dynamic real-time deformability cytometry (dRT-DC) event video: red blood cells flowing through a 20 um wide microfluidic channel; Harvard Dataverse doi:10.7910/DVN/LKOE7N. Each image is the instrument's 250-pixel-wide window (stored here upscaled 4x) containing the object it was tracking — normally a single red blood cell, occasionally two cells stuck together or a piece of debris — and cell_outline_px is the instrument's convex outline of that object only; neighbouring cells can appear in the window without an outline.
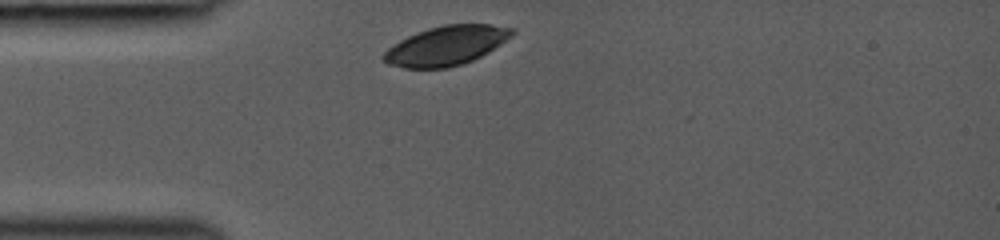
{"species": "common noctule bat (a hibernating species)", "species_latin": "Nyctalus noctula", "temperature_condition": "room temperature", "stored_images_in_passage": 9, "camera_frame_rate_fps": 3000, "um_per_image_px": 0.085, "animal": {"sex": "female", "body_mass_g": 19.0, "forearm_length_mm": 53.3}, "frame": {"image": 1, "passage_image": 1, "time_ms": 0.0, "image_size_px": [1000, 240], "cell_outline_px": [[516, 32], [512, 36], [488, 52], [464, 64], [448, 68], [404, 68], [388, 64], [380, 60], [380, 56], [388, 48], [400, 40], [408, 36], [428, 28], [444, 24], [492, 24], [516, 28]], "centroid_in_image_um": [37.93, 3.88], "position_along_channel_um": 47.1, "area_um2": 29.65}}
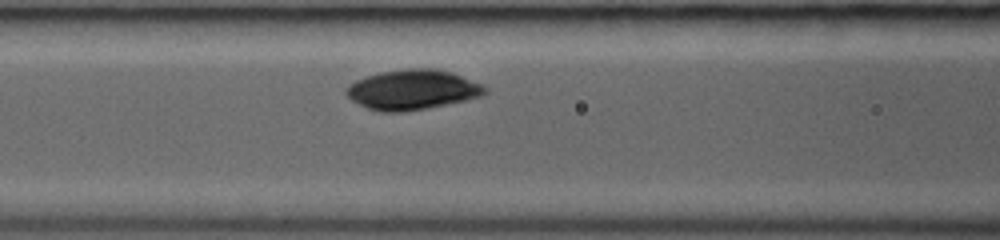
{"frame": {"image": 2, "passage_image": 6, "time_ms": 2.333, "image_size_px": [1000, 240], "cell_outline_px": [[488, 92], [480, 96], [448, 104], [428, 108], [404, 112], [380, 112], [368, 108], [352, 100], [344, 92], [356, 80], [380, 72], [408, 68], [436, 68], [452, 72], [480, 84], [488, 88]], "centroid_in_image_um": [35.08, 7.62], "position_along_channel_um": 131.5, "area_um2": 32.08}}
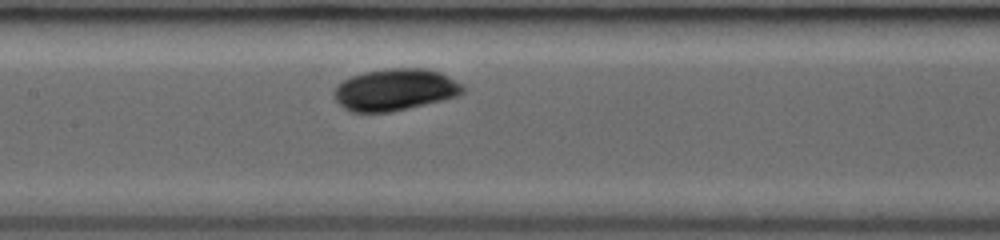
{"frame": {"image": 3, "passage_image": 9, "time_ms": 3.333, "image_size_px": [1000, 240], "cell_outline_px": [[464, 92], [460, 96], [392, 112], [352, 112], [344, 108], [332, 96], [332, 92], [344, 80], [352, 76], [364, 72], [388, 68], [424, 68], [440, 72], [464, 84]], "centroid_in_image_um": [33.61, 7.63], "position_along_channel_um": 173.8, "area_um2": 31.56}}